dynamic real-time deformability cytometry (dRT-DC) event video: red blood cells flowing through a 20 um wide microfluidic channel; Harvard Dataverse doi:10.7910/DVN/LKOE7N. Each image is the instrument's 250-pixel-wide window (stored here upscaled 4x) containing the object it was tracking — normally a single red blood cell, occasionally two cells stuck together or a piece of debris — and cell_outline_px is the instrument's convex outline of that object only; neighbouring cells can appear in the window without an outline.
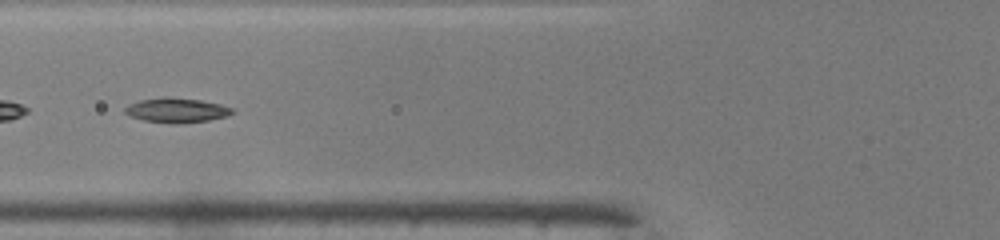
{"species": "common noctule bat (a hibernating species)", "species_latin": "Nyctalus noctula", "temperature_condition": "warm", "stored_images_in_passage": 32, "camera_frame_rate_fps": 3000, "um_per_image_px": 0.085, "animal": {"sex": "male", "body_mass_g": 19.0, "forearm_length_mm": 50.8}, "frame": {"image": 1, "passage_image": 5, "time_ms": 1.333, "image_size_px": [1000, 240], "cell_outline_px": [[236, 112], [228, 116], [208, 120], [144, 120], [132, 116], [124, 112], [124, 108], [128, 104], [140, 100], [164, 96], [200, 100], [220, 104], [236, 108]], "centroid_in_image_um": [15.06, 9.3], "position_along_channel_um": 110.7, "area_um2": 14.57}}
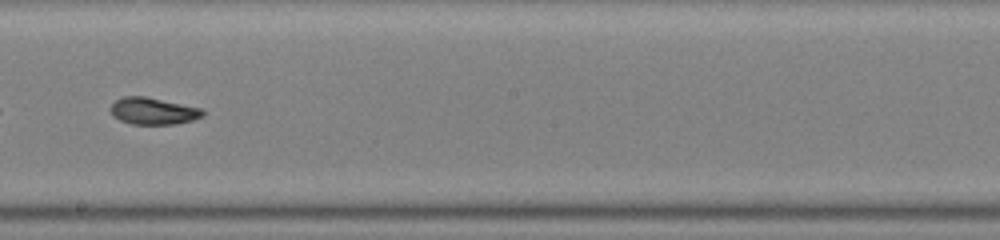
{"frame": {"image": 2, "passage_image": 14, "time_ms": 4.333, "image_size_px": [1000, 240], "cell_outline_px": [[204, 116], [192, 120], [176, 124], [132, 124], [120, 120], [112, 116], [108, 108], [116, 100], [124, 96], [144, 96], [204, 108]], "centroid_in_image_um": [13.02, 9.44], "position_along_channel_um": 235.2, "area_um2": 14.62}}
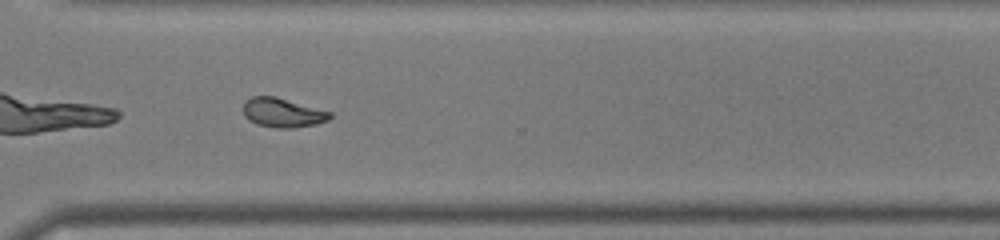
{"frame": {"image": 3, "passage_image": 22, "time_ms": 7.0, "image_size_px": [1000, 240], "cell_outline_px": [[332, 116], [328, 120], [316, 124], [292, 128], [276, 128], [256, 124], [248, 120], [244, 116], [244, 100], [252, 96], [276, 96], [332, 112]], "centroid_in_image_um": [24.01, 9.57], "position_along_channel_um": 346.6, "area_um2": 14.91}, "authors_computed_cell_mechanics": {"area_um2": 14.8546, "velocity_mm_per_s": 4.1675, "shape_relaxation_time_tau1_ms": 2.7219, "shape_relaxation_time_tau2_ms": 4.3965, "deformation_change_tau1": 0.1596, "deformation_change_tau2": 0.107}}